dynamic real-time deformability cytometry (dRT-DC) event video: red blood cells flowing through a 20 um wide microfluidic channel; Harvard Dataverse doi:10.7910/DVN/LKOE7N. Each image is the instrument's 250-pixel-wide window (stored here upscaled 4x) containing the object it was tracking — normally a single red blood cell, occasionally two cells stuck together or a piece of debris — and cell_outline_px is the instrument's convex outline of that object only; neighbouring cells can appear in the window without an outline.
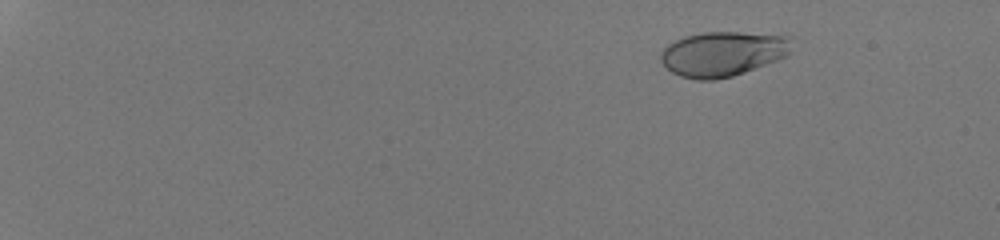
{"species": "human", "species_latin": "Homo sapiens", "temperature_condition": "room temperature", "stored_images_in_passage": 54, "camera_frame_rate_fps": 3000, "um_per_image_px": 0.085, "donor": {"sex": "male"}, "frame": {"image": 1, "passage_image": 9, "time_ms": 2.667, "image_size_px": [1000, 240], "cell_outline_px": [[792, 52], [788, 56], [744, 72], [732, 76], [716, 80], [696, 80], [680, 76], [672, 72], [660, 60], [660, 52], [668, 44], [684, 36], [700, 32], [740, 32], [788, 36]], "centroid_in_image_um": [61.42, 4.57], "position_along_channel_um": 23.6, "area_um2": 34.28}}
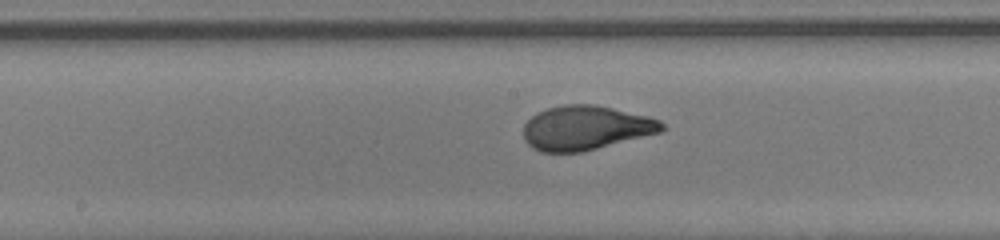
{"frame": {"image": 2, "passage_image": 34, "time_ms": 11.0, "image_size_px": [1000, 240], "cell_outline_px": [[664, 128], [660, 132], [580, 152], [540, 152], [532, 148], [524, 140], [524, 124], [536, 112], [548, 108], [564, 104], [592, 104], [612, 108], [648, 116], [660, 120], [664, 124]], "centroid_in_image_um": [49.75, 10.86], "position_along_channel_um": 198.5, "area_um2": 35.49}}
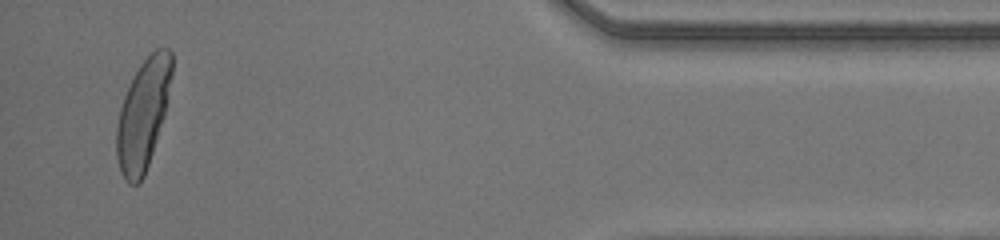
{"frame": {"image": 3, "passage_image": 53, "time_ms": 17.333, "image_size_px": [1000, 240], "cell_outline_px": [[172, 72], [164, 116], [144, 176], [136, 184], [128, 184], [124, 180], [120, 172], [116, 156], [116, 128], [120, 108], [124, 96], [140, 64], [156, 48], [168, 48], [172, 52]], "centroid_in_image_um": [12.14, 9.74], "position_along_channel_um": 423.1, "area_um2": 34.97}, "authors_computed_cell_mechanics": {"area_um2": 34.68, "velocity_mm_per_s": 4.2512, "shape_relaxation_time_tau1_ms": 2.8384, "shape_relaxation_time_tau2_ms": null, "deformation_change_tau1": 0.1818, "deformation_change_tau2": null}}